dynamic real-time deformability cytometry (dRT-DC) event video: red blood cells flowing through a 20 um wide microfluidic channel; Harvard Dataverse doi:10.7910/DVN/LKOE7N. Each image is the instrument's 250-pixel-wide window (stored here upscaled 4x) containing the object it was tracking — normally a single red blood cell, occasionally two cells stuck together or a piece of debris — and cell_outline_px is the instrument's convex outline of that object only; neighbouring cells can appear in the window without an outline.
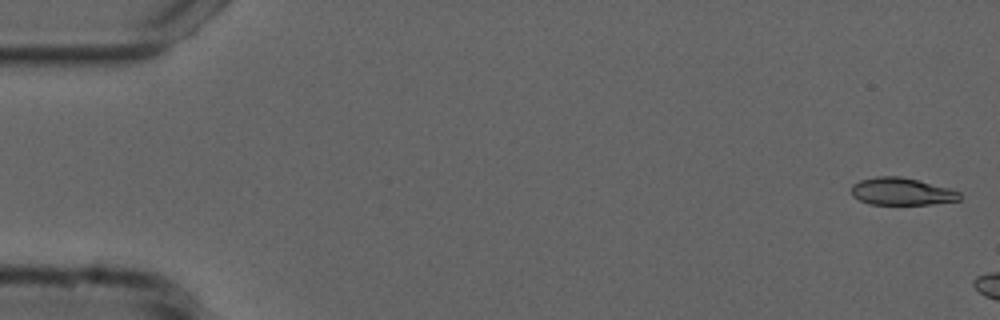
{"species": "common noctule bat (a hibernating species)", "species_latin": "Nyctalus noctula", "temperature_condition": "cold", "stored_images_in_passage": 9, "camera_frame_rate_fps": 3000, "um_per_image_px": 0.085, "animal": {"sex": "male", "forearm_length_mm": 52.5}, "frame": {"image": 1, "passage_image": 2, "time_ms": 0.333, "image_size_px": [1000, 320], "cell_outline_px": [[964, 196], [960, 200], [932, 204], [868, 204], [852, 196], [852, 184], [860, 180], [876, 176], [900, 176], [948, 188], [960, 192]], "centroid_in_image_um": [76.64, 16.28], "position_along_channel_um": 8.4, "area_um2": 17.22}}